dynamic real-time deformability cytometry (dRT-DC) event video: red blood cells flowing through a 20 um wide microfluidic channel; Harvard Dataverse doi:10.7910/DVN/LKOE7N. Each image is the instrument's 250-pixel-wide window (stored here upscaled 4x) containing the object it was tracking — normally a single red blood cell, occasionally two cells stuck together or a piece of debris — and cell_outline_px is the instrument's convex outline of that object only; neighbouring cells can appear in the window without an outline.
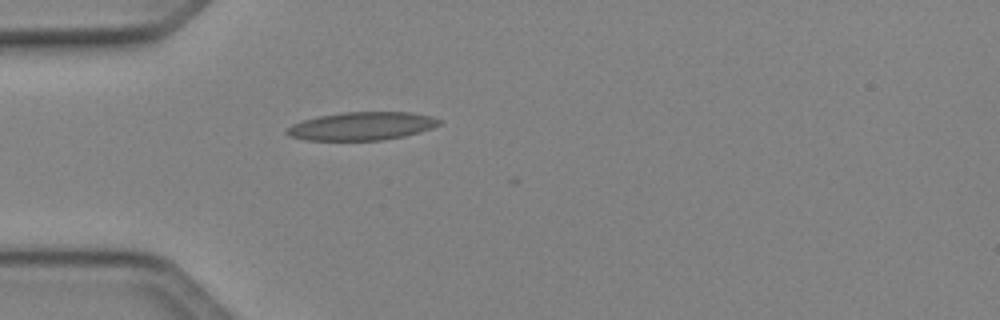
{"species": "Egyptian fruit bat (a non-hibernating species)", "species_latin": "Rousettus aegyptiacus", "temperature_condition": "cold", "stored_images_in_passage": 30, "camera_frame_rate_fps": 3000, "um_per_image_px": 0.085, "animal": {"sex": "female"}, "frame": {"image": 1, "passage_image": 1, "time_ms": 0.0, "image_size_px": [1000, 320], "cell_outline_px": [[440, 124], [432, 128], [420, 132], [404, 136], [380, 140], [304, 140], [288, 136], [284, 132], [292, 124], [304, 120], [320, 116], [344, 112], [408, 112], [432, 116], [440, 120]], "centroid_in_image_um": [30.74, 10.72], "position_along_channel_um": 54.3, "area_um2": 24.91}}
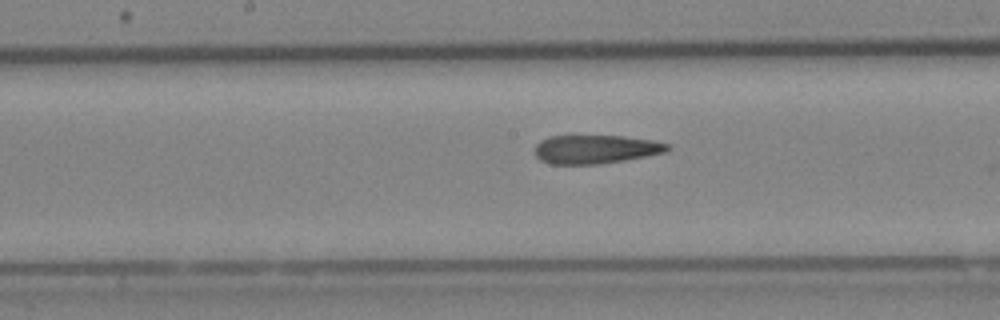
{"frame": {"image": 2, "passage_image": 12, "time_ms": 3.667, "image_size_px": [1000, 320], "cell_outline_px": [[672, 148], [668, 152], [624, 160], [600, 164], [548, 164], [540, 160], [532, 152], [536, 144], [540, 140], [548, 136], [624, 136], [652, 140], [668, 144]], "centroid_in_image_um": [50.6, 12.69], "position_along_channel_um": 197.6, "area_um2": 22.43}}
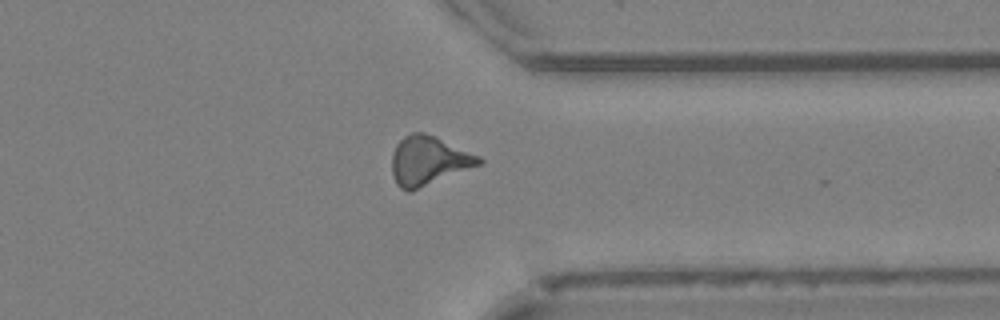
{"frame": {"image": 3, "passage_image": 25, "time_ms": 8.0, "image_size_px": [1000, 320], "cell_outline_px": [[484, 160], [480, 164], [412, 192], [408, 192], [400, 188], [396, 184], [392, 176], [392, 152], [396, 144], [404, 136], [412, 132], [424, 132], [436, 136], [480, 156]], "centroid_in_image_um": [36.39, 13.66], "position_along_channel_um": 375.0, "area_um2": 25.09}, "authors_computed_cell_mechanics": {"area_um2": 22.8888, "velocity_mm_per_s": 4.1305, "shape_relaxation_time_tau1_ms": null, "shape_relaxation_time_tau2_ms": 4.986, "deformation_change_tau1": null, "deformation_change_tau2": 0.1586}}